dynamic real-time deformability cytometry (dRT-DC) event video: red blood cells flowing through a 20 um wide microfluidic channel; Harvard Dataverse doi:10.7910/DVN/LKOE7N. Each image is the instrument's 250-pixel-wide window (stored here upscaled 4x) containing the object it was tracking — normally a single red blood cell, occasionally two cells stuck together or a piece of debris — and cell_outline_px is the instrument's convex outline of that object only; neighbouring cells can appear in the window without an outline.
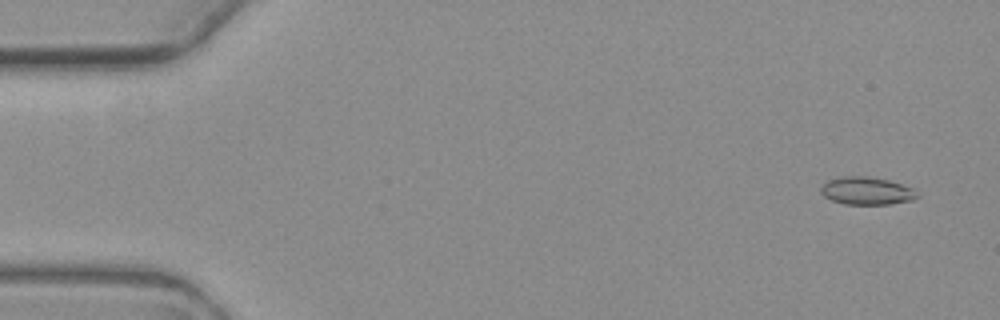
{"species": "common noctule bat (a hibernating species)", "species_latin": "Nyctalus noctula", "temperature_condition": "warm", "stored_images_in_passage": 6, "camera_frame_rate_fps": 3000, "um_per_image_px": 0.085, "animal": {"sex": "female", "body_mass_g": 19.3, "forearm_length_mm": 54.1}, "frame": {"image": 1, "passage_image": 1, "time_ms": 0.0, "image_size_px": [1000, 320], "cell_outline_px": [[920, 196], [912, 200], [888, 204], [844, 204], [832, 200], [824, 196], [820, 192], [820, 188], [828, 180], [844, 176], [864, 176], [888, 180], [912, 188]], "centroid_in_image_um": [73.65, 16.23], "position_along_channel_um": 11.3, "area_um2": 15.37}}